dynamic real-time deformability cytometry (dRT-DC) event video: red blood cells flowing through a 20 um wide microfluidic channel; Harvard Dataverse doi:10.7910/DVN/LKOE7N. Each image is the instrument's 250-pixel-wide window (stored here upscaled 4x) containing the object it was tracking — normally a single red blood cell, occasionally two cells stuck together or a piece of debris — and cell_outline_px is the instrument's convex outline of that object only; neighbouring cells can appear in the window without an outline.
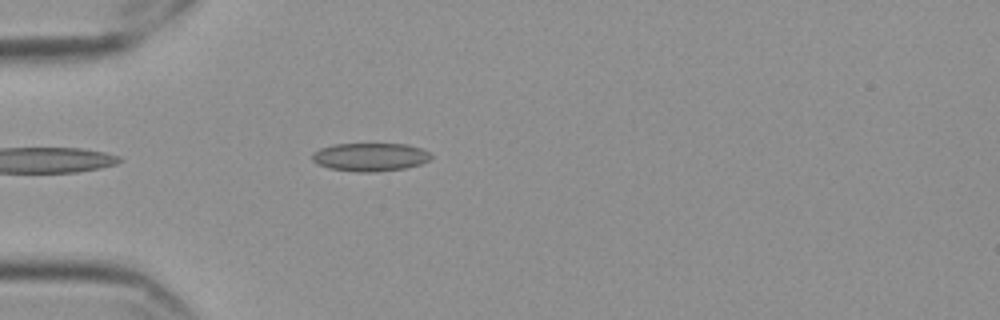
{"species": "Egyptian fruit bat (a non-hibernating species)", "species_latin": "Rousettus aegyptiacus", "temperature_condition": "cold", "stored_images_in_passage": 6, "camera_frame_rate_fps": 3000, "um_per_image_px": 0.085, "frame": {"image": 1, "passage_image": 2, "time_ms": 0.333, "image_size_px": [1000, 320], "cell_outline_px": [[432, 156], [428, 160], [420, 164], [404, 168], [372, 172], [356, 172], [328, 168], [312, 160], [312, 152], [320, 148], [332, 144], [408, 144], [432, 152]], "centroid_in_image_um": [31.46, 13.34], "position_along_channel_um": 53.5, "area_um2": 19.59}}